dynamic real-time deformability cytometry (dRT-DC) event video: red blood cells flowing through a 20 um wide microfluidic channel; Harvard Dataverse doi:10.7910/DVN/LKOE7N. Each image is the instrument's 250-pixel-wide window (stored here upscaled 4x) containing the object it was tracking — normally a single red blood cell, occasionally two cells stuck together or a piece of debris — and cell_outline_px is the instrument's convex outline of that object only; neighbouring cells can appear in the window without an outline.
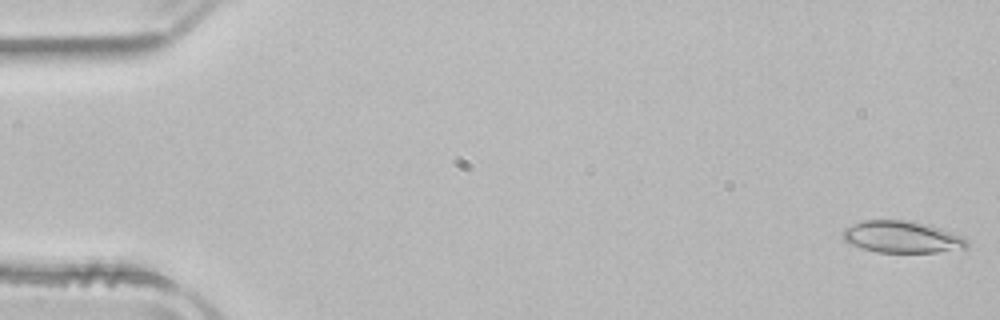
{"species": "common noctule bat (a hibernating species)", "species_latin": "Nyctalus noctula", "temperature_condition": "room temperature", "stored_images_in_passage": 51, "camera_frame_rate_fps": 3000, "um_per_image_px": 0.085, "animal": {"sex": "male", "body_mass_g": 21.5, "forearm_length_mm": 52.0}, "frame": {"image": 1, "passage_image": 1, "time_ms": 0.0, "image_size_px": [1000, 320], "cell_outline_px": [[968, 248], [936, 252], [876, 252], [852, 244], [844, 240], [844, 228], [852, 224], [864, 220], [904, 220], [928, 224], [964, 236], [968, 240]], "centroid_in_image_um": [76.72, 20.14], "position_along_channel_um": 8.3, "area_um2": 22.95}}
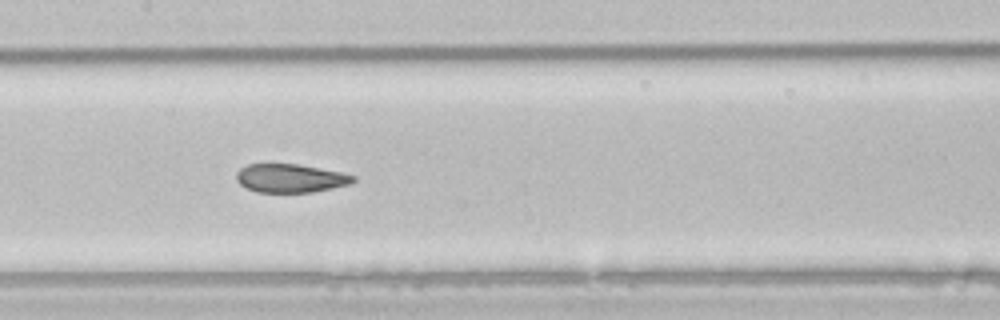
{"frame": {"image": 2, "passage_image": 25, "time_ms": 8.0, "image_size_px": [1000, 320], "cell_outline_px": [[356, 180], [348, 184], [332, 188], [312, 192], [256, 192], [240, 184], [236, 180], [236, 172], [240, 168], [248, 164], [296, 164], [340, 172], [356, 176]], "centroid_in_image_um": [24.66, 15.15], "position_along_channel_um": 182.7, "area_um2": 19.25}}
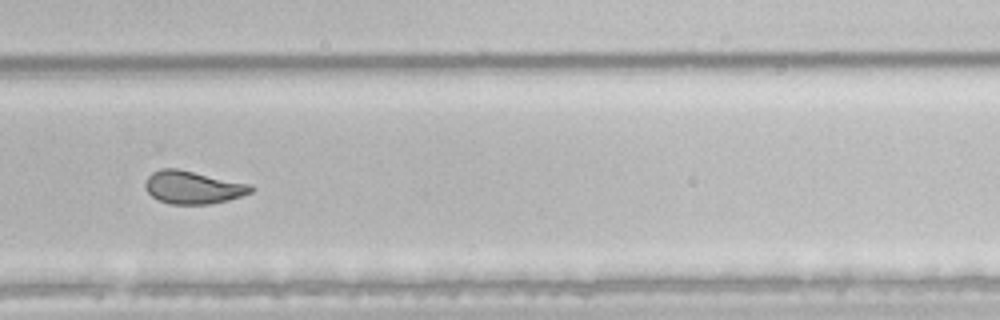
{"frame": {"image": 3, "passage_image": 35, "time_ms": 11.333, "image_size_px": [1000, 320], "cell_outline_px": [[256, 188], [252, 192], [228, 200], [208, 204], [172, 204], [160, 200], [152, 196], [144, 188], [144, 184], [148, 176], [152, 172], [160, 168], [176, 168], [252, 184]], "centroid_in_image_um": [16.41, 15.91], "position_along_channel_um": 313.4, "area_um2": 20.29}, "authors_computed_cell_mechanics": {"area_um2": 22.0218, "velocity_mm_per_s": 3.9418, "shape_relaxation_time_tau1_ms": null, "shape_relaxation_time_tau2_ms": 1.4719, "deformation_change_tau1": null, "deformation_change_tau2": 0.0619}}